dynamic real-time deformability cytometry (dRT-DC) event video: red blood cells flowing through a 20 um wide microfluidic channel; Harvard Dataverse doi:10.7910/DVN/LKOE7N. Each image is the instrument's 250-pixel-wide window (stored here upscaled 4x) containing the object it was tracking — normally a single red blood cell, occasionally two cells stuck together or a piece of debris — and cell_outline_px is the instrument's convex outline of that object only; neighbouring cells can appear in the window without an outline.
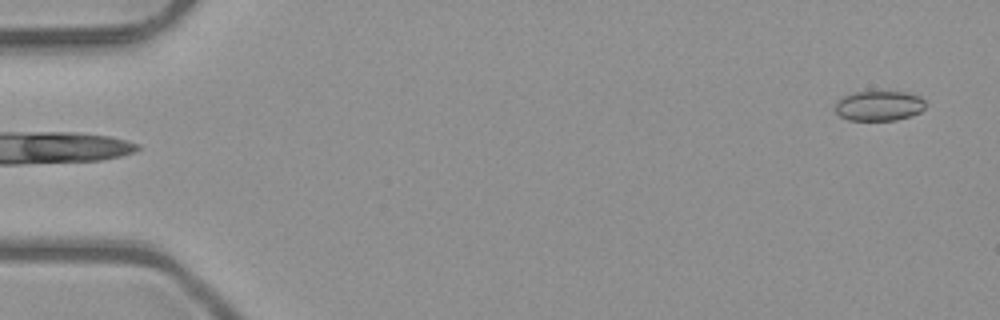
{"species": "common noctule bat (a hibernating species)", "species_latin": "Nyctalus noctula", "temperature_condition": "room temperature", "stored_images_in_passage": 3, "segment_of_instrument_passage": [2, 2], "camera_frame_rate_fps": 3000, "um_per_image_px": 0.085, "animal": {"sex": "male", "body_mass_g": 23.1, "forearm_length_mm": 52.7}, "frame": {"image": 1, "passage_image": 3, "time_ms": 0.667, "image_size_px": [1000, 320], "cell_outline_px": [[924, 108], [920, 112], [912, 116], [896, 120], [848, 120], [840, 116], [836, 112], [836, 104], [844, 96], [856, 92], [904, 92], [920, 96], [924, 100]], "centroid_in_image_um": [74.74, 9.0], "position_along_channel_um": 10.3, "area_um2": 15.61}}